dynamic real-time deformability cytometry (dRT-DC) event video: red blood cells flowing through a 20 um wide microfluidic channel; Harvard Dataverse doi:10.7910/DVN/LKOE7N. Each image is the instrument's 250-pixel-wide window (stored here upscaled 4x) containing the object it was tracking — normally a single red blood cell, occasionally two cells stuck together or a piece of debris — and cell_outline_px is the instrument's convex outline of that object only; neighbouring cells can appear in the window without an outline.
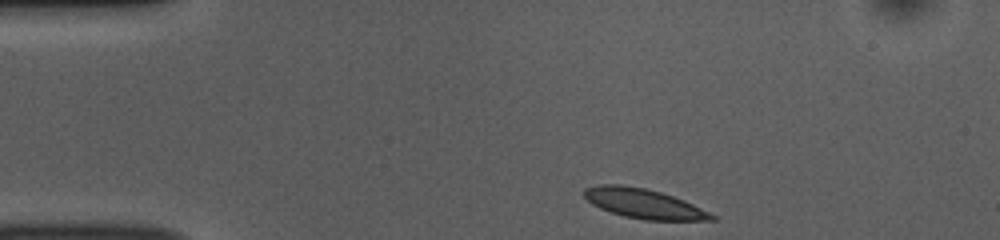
{"species": "common noctule bat (a hibernating species)", "species_latin": "Nyctalus noctula", "temperature_condition": "room temperature", "stored_images_in_passage": 39, "camera_frame_rate_fps": 3000, "um_per_image_px": 0.085, "animal": {"sex": "female", "body_mass_g": 10.0, "forearm_length_mm": 53.1}, "frame": {"image": 1, "passage_image": 1, "time_ms": 0.0, "image_size_px": [1000, 240], "cell_outline_px": [[716, 220], [644, 220], [624, 216], [600, 208], [592, 204], [584, 196], [584, 188], [600, 184], [620, 184], [644, 188], [660, 192], [684, 200], [716, 216]], "centroid_in_image_um": [54.7, 17.3], "position_along_channel_um": 30.3, "area_um2": 21.79}}
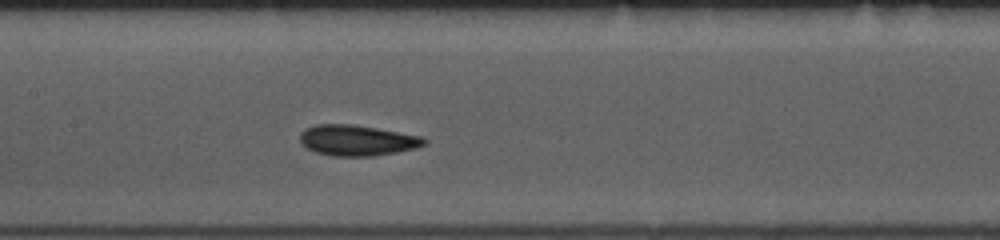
{"frame": {"image": 2, "passage_image": 17, "time_ms": 5.333, "image_size_px": [1000, 240], "cell_outline_px": [[428, 144], [416, 148], [396, 152], [372, 156], [332, 156], [316, 152], [308, 148], [300, 140], [300, 132], [304, 128], [316, 124], [352, 124], [424, 136], [428, 140]], "centroid_in_image_um": [30.4, 11.92], "position_along_channel_um": 177.0, "area_um2": 22.37}}
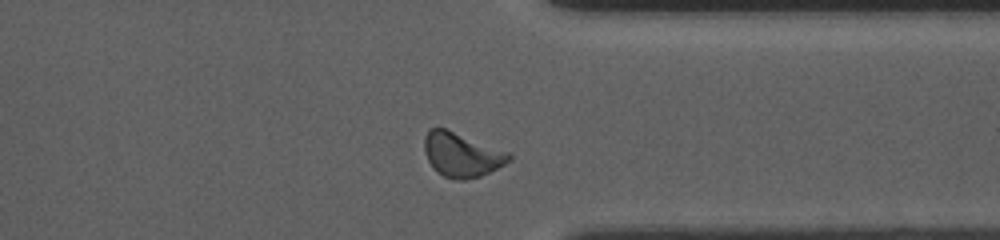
{"frame": {"image": 3, "passage_image": 33, "time_ms": 10.667, "image_size_px": [1000, 240], "cell_outline_px": [[512, 160], [480, 176], [464, 180], [456, 180], [444, 176], [432, 168], [424, 152], [424, 136], [428, 128], [444, 128], [512, 152]], "centroid_in_image_um": [39.25, 13.14], "position_along_channel_um": 372.2, "area_um2": 22.02}, "authors_computed_cell_mechanics": {"area_um2": 21.386, "velocity_mm_per_s": 3.7003, "shape_relaxation_time_tau1_ms": 2.7569, "shape_relaxation_time_tau2_ms": 1.6398, "deformation_change_tau1": 0.0885, "deformation_change_tau2": 0.0618}}